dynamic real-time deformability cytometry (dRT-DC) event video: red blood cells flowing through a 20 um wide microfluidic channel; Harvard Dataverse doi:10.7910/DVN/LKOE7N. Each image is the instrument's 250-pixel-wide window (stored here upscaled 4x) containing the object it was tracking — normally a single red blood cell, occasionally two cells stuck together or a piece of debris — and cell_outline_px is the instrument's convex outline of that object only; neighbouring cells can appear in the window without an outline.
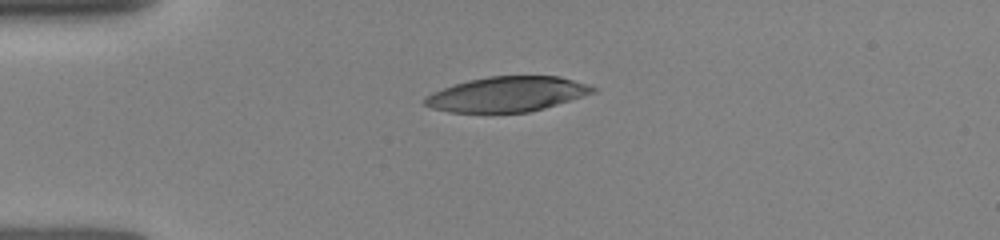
{"species": "human", "species_latin": "Homo sapiens", "temperature_condition": "room temperature", "stored_images_in_passage": 25, "camera_frame_rate_fps": 3000, "um_per_image_px": 0.085, "donor": {"sex": "female"}, "frame": {"image": 1, "passage_image": 1, "time_ms": 0.0, "image_size_px": [1000, 240], "cell_outline_px": [[596, 92], [544, 108], [528, 112], [448, 112], [432, 108], [424, 104], [420, 100], [424, 96], [432, 92], [468, 80], [488, 76], [560, 76], [588, 84], [596, 88]], "centroid_in_image_um": [43.08, 8.0], "position_along_channel_um": 41.9, "area_um2": 34.22}}
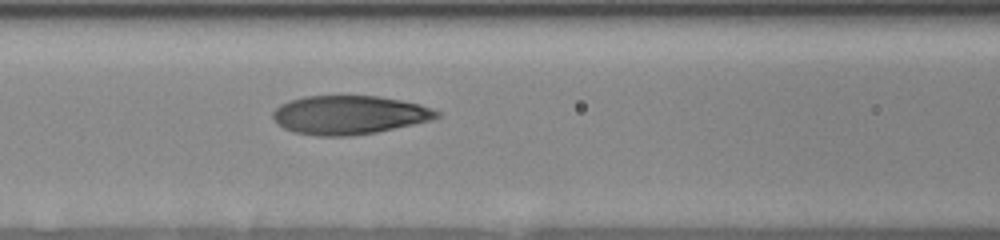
{"frame": {"image": 2, "passage_image": 15, "time_ms": 3.0, "image_size_px": [1000, 240], "cell_outline_px": [[440, 116], [428, 120], [412, 124], [376, 132], [348, 136], [316, 136], [296, 132], [284, 128], [276, 124], [272, 116], [272, 112], [280, 104], [288, 100], [304, 96], [380, 96], [420, 104], [432, 108], [440, 112]], "centroid_in_image_um": [29.63, 9.76], "position_along_channel_um": 137.0, "area_um2": 36.93}}
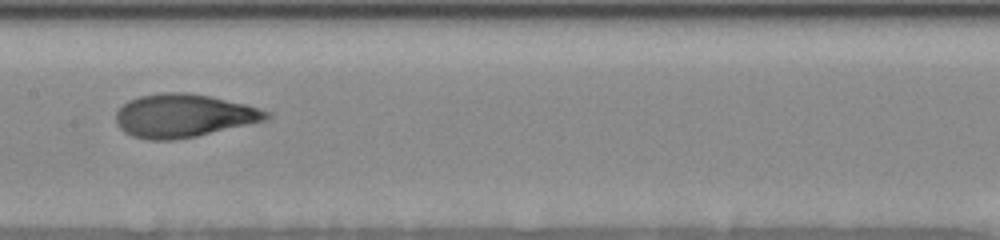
{"frame": {"image": 3, "passage_image": 24, "time_ms": 4.333, "image_size_px": [1000, 240], "cell_outline_px": [[272, 116], [268, 120], [196, 136], [172, 140], [148, 140], [132, 136], [124, 132], [116, 124], [116, 112], [128, 100], [140, 96], [160, 92], [188, 92], [212, 96], [248, 104], [272, 112]], "centroid_in_image_um": [15.64, 9.82], "position_along_channel_um": 191.8, "area_um2": 38.38}}